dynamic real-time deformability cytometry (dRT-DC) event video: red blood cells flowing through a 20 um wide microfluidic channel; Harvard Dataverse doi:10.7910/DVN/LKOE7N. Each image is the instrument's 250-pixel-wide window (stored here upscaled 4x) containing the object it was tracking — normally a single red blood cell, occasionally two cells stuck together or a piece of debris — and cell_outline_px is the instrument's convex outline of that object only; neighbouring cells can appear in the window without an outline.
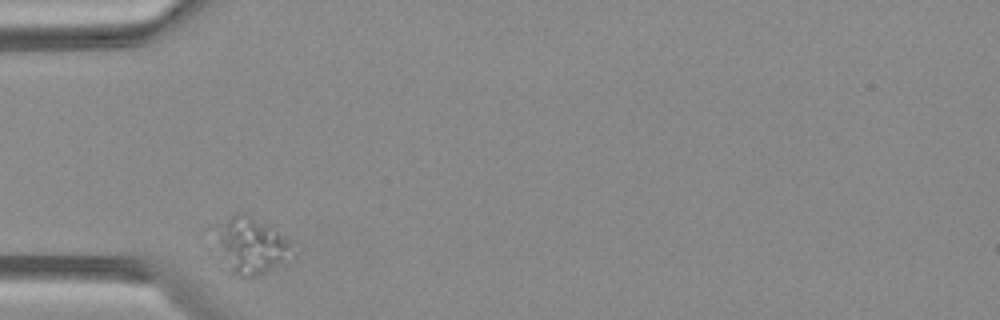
{"species": "Egyptian fruit bat (a non-hibernating species)", "species_latin": "Rousettus aegyptiacus", "temperature_condition": "warm", "stored_images_in_passage": 2, "camera_frame_rate_fps": 3000, "um_per_image_px": 0.085, "animal": {"sex": "female"}, "frame": {"image": 1, "passage_image": 1, "time_ms": 0.0, "image_size_px": [1000, 320], "cell_outline_px": [[296, 256], [292, 260], [276, 268], [256, 276], [244, 280], [232, 276], [224, 272], [208, 248], [224, 224], [236, 212], [244, 212], [268, 224], [292, 240], [296, 252]], "centroid_in_image_um": [21.29, 21.01], "position_along_channel_um": 63.7, "area_um2": 27.8}}